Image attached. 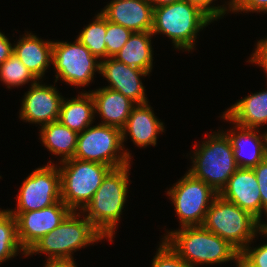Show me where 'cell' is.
Here are the masks:
<instances>
[{
	"label": "cell",
	"instance_id": "cell-1",
	"mask_svg": "<svg viewBox=\"0 0 267 267\" xmlns=\"http://www.w3.org/2000/svg\"><path fill=\"white\" fill-rule=\"evenodd\" d=\"M164 240L190 266L234 261L239 265L240 252L228 241L203 226H185L167 231Z\"/></svg>",
	"mask_w": 267,
	"mask_h": 267
},
{
	"label": "cell",
	"instance_id": "cell-2",
	"mask_svg": "<svg viewBox=\"0 0 267 267\" xmlns=\"http://www.w3.org/2000/svg\"><path fill=\"white\" fill-rule=\"evenodd\" d=\"M130 166L129 163L126 166L112 169L94 193L91 201L81 211L110 242H113L115 229L128 197Z\"/></svg>",
	"mask_w": 267,
	"mask_h": 267
},
{
	"label": "cell",
	"instance_id": "cell-3",
	"mask_svg": "<svg viewBox=\"0 0 267 267\" xmlns=\"http://www.w3.org/2000/svg\"><path fill=\"white\" fill-rule=\"evenodd\" d=\"M191 168L187 171L208 184L217 194L239 168L234 159L233 147L224 130L208 135L202 144H195Z\"/></svg>",
	"mask_w": 267,
	"mask_h": 267
},
{
	"label": "cell",
	"instance_id": "cell-4",
	"mask_svg": "<svg viewBox=\"0 0 267 267\" xmlns=\"http://www.w3.org/2000/svg\"><path fill=\"white\" fill-rule=\"evenodd\" d=\"M80 213L72 211L59 226L39 239L26 253V257L44 253L48 260H73V253L80 248L106 239L84 214Z\"/></svg>",
	"mask_w": 267,
	"mask_h": 267
},
{
	"label": "cell",
	"instance_id": "cell-5",
	"mask_svg": "<svg viewBox=\"0 0 267 267\" xmlns=\"http://www.w3.org/2000/svg\"><path fill=\"white\" fill-rule=\"evenodd\" d=\"M213 22L198 7L187 0H178L154 8L152 34L166 35L177 50L195 48L198 32Z\"/></svg>",
	"mask_w": 267,
	"mask_h": 267
},
{
	"label": "cell",
	"instance_id": "cell-6",
	"mask_svg": "<svg viewBox=\"0 0 267 267\" xmlns=\"http://www.w3.org/2000/svg\"><path fill=\"white\" fill-rule=\"evenodd\" d=\"M202 226L228 241L239 252L262 230V223L257 218L220 195L214 198Z\"/></svg>",
	"mask_w": 267,
	"mask_h": 267
},
{
	"label": "cell",
	"instance_id": "cell-7",
	"mask_svg": "<svg viewBox=\"0 0 267 267\" xmlns=\"http://www.w3.org/2000/svg\"><path fill=\"white\" fill-rule=\"evenodd\" d=\"M61 200L72 211L81 212L91 201L106 175L113 169L75 158L60 163Z\"/></svg>",
	"mask_w": 267,
	"mask_h": 267
},
{
	"label": "cell",
	"instance_id": "cell-8",
	"mask_svg": "<svg viewBox=\"0 0 267 267\" xmlns=\"http://www.w3.org/2000/svg\"><path fill=\"white\" fill-rule=\"evenodd\" d=\"M127 150L122 143V130L102 124L90 125L78 133L74 158L98 162L114 169L130 163L132 156Z\"/></svg>",
	"mask_w": 267,
	"mask_h": 267
},
{
	"label": "cell",
	"instance_id": "cell-9",
	"mask_svg": "<svg viewBox=\"0 0 267 267\" xmlns=\"http://www.w3.org/2000/svg\"><path fill=\"white\" fill-rule=\"evenodd\" d=\"M52 64L58 78L71 86L85 87L93 81L95 72H100V60L77 38L75 42L53 41Z\"/></svg>",
	"mask_w": 267,
	"mask_h": 267
},
{
	"label": "cell",
	"instance_id": "cell-10",
	"mask_svg": "<svg viewBox=\"0 0 267 267\" xmlns=\"http://www.w3.org/2000/svg\"><path fill=\"white\" fill-rule=\"evenodd\" d=\"M167 195L174 205L180 227L202 226L206 213L218 195L208 184L189 172L175 183Z\"/></svg>",
	"mask_w": 267,
	"mask_h": 267
},
{
	"label": "cell",
	"instance_id": "cell-11",
	"mask_svg": "<svg viewBox=\"0 0 267 267\" xmlns=\"http://www.w3.org/2000/svg\"><path fill=\"white\" fill-rule=\"evenodd\" d=\"M61 200L60 170L52 160L33 170L17 194V208L9 212L40 210Z\"/></svg>",
	"mask_w": 267,
	"mask_h": 267
},
{
	"label": "cell",
	"instance_id": "cell-12",
	"mask_svg": "<svg viewBox=\"0 0 267 267\" xmlns=\"http://www.w3.org/2000/svg\"><path fill=\"white\" fill-rule=\"evenodd\" d=\"M71 212L62 200L40 210L10 212L16 217L20 246L27 253L39 239L59 226Z\"/></svg>",
	"mask_w": 267,
	"mask_h": 267
},
{
	"label": "cell",
	"instance_id": "cell-13",
	"mask_svg": "<svg viewBox=\"0 0 267 267\" xmlns=\"http://www.w3.org/2000/svg\"><path fill=\"white\" fill-rule=\"evenodd\" d=\"M39 81L30 85L29 91L25 92L19 118L43 126L58 121L63 96L54 85H45Z\"/></svg>",
	"mask_w": 267,
	"mask_h": 267
},
{
	"label": "cell",
	"instance_id": "cell-14",
	"mask_svg": "<svg viewBox=\"0 0 267 267\" xmlns=\"http://www.w3.org/2000/svg\"><path fill=\"white\" fill-rule=\"evenodd\" d=\"M218 195L248 211L261 223L263 212L267 216L253 168H238Z\"/></svg>",
	"mask_w": 267,
	"mask_h": 267
},
{
	"label": "cell",
	"instance_id": "cell-15",
	"mask_svg": "<svg viewBox=\"0 0 267 267\" xmlns=\"http://www.w3.org/2000/svg\"><path fill=\"white\" fill-rule=\"evenodd\" d=\"M99 73L110 83L106 88L122 93L135 104L149 103L140 78L149 75L148 72L128 66L115 58H107L100 60Z\"/></svg>",
	"mask_w": 267,
	"mask_h": 267
},
{
	"label": "cell",
	"instance_id": "cell-16",
	"mask_svg": "<svg viewBox=\"0 0 267 267\" xmlns=\"http://www.w3.org/2000/svg\"><path fill=\"white\" fill-rule=\"evenodd\" d=\"M108 21L132 32H149L153 27L154 7L148 0L108 3L100 12Z\"/></svg>",
	"mask_w": 267,
	"mask_h": 267
},
{
	"label": "cell",
	"instance_id": "cell-17",
	"mask_svg": "<svg viewBox=\"0 0 267 267\" xmlns=\"http://www.w3.org/2000/svg\"><path fill=\"white\" fill-rule=\"evenodd\" d=\"M234 125L233 129L225 131L233 147L234 159L239 168H254L267 157V132L261 134L259 128Z\"/></svg>",
	"mask_w": 267,
	"mask_h": 267
},
{
	"label": "cell",
	"instance_id": "cell-18",
	"mask_svg": "<svg viewBox=\"0 0 267 267\" xmlns=\"http://www.w3.org/2000/svg\"><path fill=\"white\" fill-rule=\"evenodd\" d=\"M160 121L148 103L136 104L122 129V143L129 135L138 147L156 146L157 136L165 130L164 123Z\"/></svg>",
	"mask_w": 267,
	"mask_h": 267
},
{
	"label": "cell",
	"instance_id": "cell-19",
	"mask_svg": "<svg viewBox=\"0 0 267 267\" xmlns=\"http://www.w3.org/2000/svg\"><path fill=\"white\" fill-rule=\"evenodd\" d=\"M90 93L95 102V114H99L103 119L100 124L122 130L136 104L122 93L105 86L92 90Z\"/></svg>",
	"mask_w": 267,
	"mask_h": 267
},
{
	"label": "cell",
	"instance_id": "cell-20",
	"mask_svg": "<svg viewBox=\"0 0 267 267\" xmlns=\"http://www.w3.org/2000/svg\"><path fill=\"white\" fill-rule=\"evenodd\" d=\"M53 41L40 39L32 33H25L13 45V54L41 81L52 64Z\"/></svg>",
	"mask_w": 267,
	"mask_h": 267
},
{
	"label": "cell",
	"instance_id": "cell-21",
	"mask_svg": "<svg viewBox=\"0 0 267 267\" xmlns=\"http://www.w3.org/2000/svg\"><path fill=\"white\" fill-rule=\"evenodd\" d=\"M221 118L245 128H259L267 124V90L237 101L223 112Z\"/></svg>",
	"mask_w": 267,
	"mask_h": 267
},
{
	"label": "cell",
	"instance_id": "cell-22",
	"mask_svg": "<svg viewBox=\"0 0 267 267\" xmlns=\"http://www.w3.org/2000/svg\"><path fill=\"white\" fill-rule=\"evenodd\" d=\"M79 94L71 99L63 97L58 118L60 123L77 133L83 132L95 119V102L92 94L90 91Z\"/></svg>",
	"mask_w": 267,
	"mask_h": 267
},
{
	"label": "cell",
	"instance_id": "cell-23",
	"mask_svg": "<svg viewBox=\"0 0 267 267\" xmlns=\"http://www.w3.org/2000/svg\"><path fill=\"white\" fill-rule=\"evenodd\" d=\"M152 36L151 31L133 32L126 44L113 58L150 74L153 68Z\"/></svg>",
	"mask_w": 267,
	"mask_h": 267
},
{
	"label": "cell",
	"instance_id": "cell-24",
	"mask_svg": "<svg viewBox=\"0 0 267 267\" xmlns=\"http://www.w3.org/2000/svg\"><path fill=\"white\" fill-rule=\"evenodd\" d=\"M42 145L53 155H59L60 163L74 158L78 133L69 129L59 121L51 122L40 127Z\"/></svg>",
	"mask_w": 267,
	"mask_h": 267
},
{
	"label": "cell",
	"instance_id": "cell-25",
	"mask_svg": "<svg viewBox=\"0 0 267 267\" xmlns=\"http://www.w3.org/2000/svg\"><path fill=\"white\" fill-rule=\"evenodd\" d=\"M26 256L17 237V221L7 209L0 210V264L15 258L20 252Z\"/></svg>",
	"mask_w": 267,
	"mask_h": 267
},
{
	"label": "cell",
	"instance_id": "cell-26",
	"mask_svg": "<svg viewBox=\"0 0 267 267\" xmlns=\"http://www.w3.org/2000/svg\"><path fill=\"white\" fill-rule=\"evenodd\" d=\"M84 27L77 36V39L98 60H102V58L107 59V46L104 41L106 35V18L99 12L96 14L94 21Z\"/></svg>",
	"mask_w": 267,
	"mask_h": 267
},
{
	"label": "cell",
	"instance_id": "cell-27",
	"mask_svg": "<svg viewBox=\"0 0 267 267\" xmlns=\"http://www.w3.org/2000/svg\"><path fill=\"white\" fill-rule=\"evenodd\" d=\"M0 81L6 84L7 88L10 89L12 87L28 84L30 81L32 85L37 82L38 79L15 54H12L0 65Z\"/></svg>",
	"mask_w": 267,
	"mask_h": 267
},
{
	"label": "cell",
	"instance_id": "cell-28",
	"mask_svg": "<svg viewBox=\"0 0 267 267\" xmlns=\"http://www.w3.org/2000/svg\"><path fill=\"white\" fill-rule=\"evenodd\" d=\"M132 33L130 29L106 19V35L104 41L107 46V58H113L126 44Z\"/></svg>",
	"mask_w": 267,
	"mask_h": 267
},
{
	"label": "cell",
	"instance_id": "cell-29",
	"mask_svg": "<svg viewBox=\"0 0 267 267\" xmlns=\"http://www.w3.org/2000/svg\"><path fill=\"white\" fill-rule=\"evenodd\" d=\"M260 233L267 237L263 229ZM249 245L240 252L238 267H267V243L255 248Z\"/></svg>",
	"mask_w": 267,
	"mask_h": 267
},
{
	"label": "cell",
	"instance_id": "cell-30",
	"mask_svg": "<svg viewBox=\"0 0 267 267\" xmlns=\"http://www.w3.org/2000/svg\"><path fill=\"white\" fill-rule=\"evenodd\" d=\"M161 239L151 267H190L163 238Z\"/></svg>",
	"mask_w": 267,
	"mask_h": 267
},
{
	"label": "cell",
	"instance_id": "cell-31",
	"mask_svg": "<svg viewBox=\"0 0 267 267\" xmlns=\"http://www.w3.org/2000/svg\"><path fill=\"white\" fill-rule=\"evenodd\" d=\"M192 5L198 7L203 13H205L212 21H217L224 17V15L233 8V0L228 1V6H214L212 3L216 0H187ZM212 4V5H211ZM223 16V17H222Z\"/></svg>",
	"mask_w": 267,
	"mask_h": 267
},
{
	"label": "cell",
	"instance_id": "cell-32",
	"mask_svg": "<svg viewBox=\"0 0 267 267\" xmlns=\"http://www.w3.org/2000/svg\"><path fill=\"white\" fill-rule=\"evenodd\" d=\"M231 12L267 13V0H233V8Z\"/></svg>",
	"mask_w": 267,
	"mask_h": 267
},
{
	"label": "cell",
	"instance_id": "cell-33",
	"mask_svg": "<svg viewBox=\"0 0 267 267\" xmlns=\"http://www.w3.org/2000/svg\"><path fill=\"white\" fill-rule=\"evenodd\" d=\"M260 188L262 207L267 211V157L253 168Z\"/></svg>",
	"mask_w": 267,
	"mask_h": 267
},
{
	"label": "cell",
	"instance_id": "cell-34",
	"mask_svg": "<svg viewBox=\"0 0 267 267\" xmlns=\"http://www.w3.org/2000/svg\"><path fill=\"white\" fill-rule=\"evenodd\" d=\"M255 51L247 62L263 67L267 76V37L257 42Z\"/></svg>",
	"mask_w": 267,
	"mask_h": 267
},
{
	"label": "cell",
	"instance_id": "cell-35",
	"mask_svg": "<svg viewBox=\"0 0 267 267\" xmlns=\"http://www.w3.org/2000/svg\"><path fill=\"white\" fill-rule=\"evenodd\" d=\"M13 54V45L0 31V65Z\"/></svg>",
	"mask_w": 267,
	"mask_h": 267
},
{
	"label": "cell",
	"instance_id": "cell-36",
	"mask_svg": "<svg viewBox=\"0 0 267 267\" xmlns=\"http://www.w3.org/2000/svg\"><path fill=\"white\" fill-rule=\"evenodd\" d=\"M45 262L43 267H77L74 260H48Z\"/></svg>",
	"mask_w": 267,
	"mask_h": 267
},
{
	"label": "cell",
	"instance_id": "cell-37",
	"mask_svg": "<svg viewBox=\"0 0 267 267\" xmlns=\"http://www.w3.org/2000/svg\"><path fill=\"white\" fill-rule=\"evenodd\" d=\"M154 8L159 6L168 5L178 0H148Z\"/></svg>",
	"mask_w": 267,
	"mask_h": 267
},
{
	"label": "cell",
	"instance_id": "cell-38",
	"mask_svg": "<svg viewBox=\"0 0 267 267\" xmlns=\"http://www.w3.org/2000/svg\"><path fill=\"white\" fill-rule=\"evenodd\" d=\"M262 229L267 232V222H262Z\"/></svg>",
	"mask_w": 267,
	"mask_h": 267
},
{
	"label": "cell",
	"instance_id": "cell-39",
	"mask_svg": "<svg viewBox=\"0 0 267 267\" xmlns=\"http://www.w3.org/2000/svg\"><path fill=\"white\" fill-rule=\"evenodd\" d=\"M118 1H126V0H112L109 3H111V2H118Z\"/></svg>",
	"mask_w": 267,
	"mask_h": 267
}]
</instances>
